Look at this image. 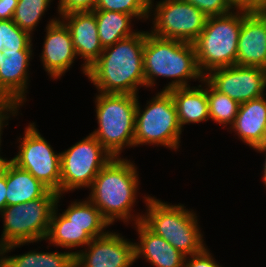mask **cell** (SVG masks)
<instances>
[{
  "instance_id": "cell-34",
  "label": "cell",
  "mask_w": 266,
  "mask_h": 267,
  "mask_svg": "<svg viewBox=\"0 0 266 267\" xmlns=\"http://www.w3.org/2000/svg\"><path fill=\"white\" fill-rule=\"evenodd\" d=\"M233 10L247 13L266 11V0H230Z\"/></svg>"
},
{
  "instance_id": "cell-10",
  "label": "cell",
  "mask_w": 266,
  "mask_h": 267,
  "mask_svg": "<svg viewBox=\"0 0 266 267\" xmlns=\"http://www.w3.org/2000/svg\"><path fill=\"white\" fill-rule=\"evenodd\" d=\"M18 141L19 151L11 161L61 195V153L53 150L35 122L26 126L23 137L20 136Z\"/></svg>"
},
{
  "instance_id": "cell-17",
  "label": "cell",
  "mask_w": 266,
  "mask_h": 267,
  "mask_svg": "<svg viewBox=\"0 0 266 267\" xmlns=\"http://www.w3.org/2000/svg\"><path fill=\"white\" fill-rule=\"evenodd\" d=\"M70 30L73 48L76 56L83 58L82 72L87 75V69L100 57L101 46L95 14L91 12H74L60 17Z\"/></svg>"
},
{
  "instance_id": "cell-36",
  "label": "cell",
  "mask_w": 266,
  "mask_h": 267,
  "mask_svg": "<svg viewBox=\"0 0 266 267\" xmlns=\"http://www.w3.org/2000/svg\"><path fill=\"white\" fill-rule=\"evenodd\" d=\"M6 194H7V185H6V169L4 174L0 177V214L2 210L6 207Z\"/></svg>"
},
{
  "instance_id": "cell-1",
  "label": "cell",
  "mask_w": 266,
  "mask_h": 267,
  "mask_svg": "<svg viewBox=\"0 0 266 267\" xmlns=\"http://www.w3.org/2000/svg\"><path fill=\"white\" fill-rule=\"evenodd\" d=\"M145 38L146 31L139 30L104 48L86 75L98 92L138 95L140 87H146L143 70Z\"/></svg>"
},
{
  "instance_id": "cell-3",
  "label": "cell",
  "mask_w": 266,
  "mask_h": 267,
  "mask_svg": "<svg viewBox=\"0 0 266 267\" xmlns=\"http://www.w3.org/2000/svg\"><path fill=\"white\" fill-rule=\"evenodd\" d=\"M143 70L146 88L155 87L157 77L173 79L162 91L189 87L190 79H198L199 83L204 79L197 65L193 43L164 39L149 31H146L143 49Z\"/></svg>"
},
{
  "instance_id": "cell-18",
  "label": "cell",
  "mask_w": 266,
  "mask_h": 267,
  "mask_svg": "<svg viewBox=\"0 0 266 267\" xmlns=\"http://www.w3.org/2000/svg\"><path fill=\"white\" fill-rule=\"evenodd\" d=\"M135 229L138 242L135 245V260L144 258L154 267H184L186 256L175 249L168 241L150 231L141 221Z\"/></svg>"
},
{
  "instance_id": "cell-25",
  "label": "cell",
  "mask_w": 266,
  "mask_h": 267,
  "mask_svg": "<svg viewBox=\"0 0 266 267\" xmlns=\"http://www.w3.org/2000/svg\"><path fill=\"white\" fill-rule=\"evenodd\" d=\"M0 267H75L72 252L30 250L22 255H0Z\"/></svg>"
},
{
  "instance_id": "cell-22",
  "label": "cell",
  "mask_w": 266,
  "mask_h": 267,
  "mask_svg": "<svg viewBox=\"0 0 266 267\" xmlns=\"http://www.w3.org/2000/svg\"><path fill=\"white\" fill-rule=\"evenodd\" d=\"M62 195H58L55 208L52 212L50 225L47 237L49 242L48 245L68 248V249H76L77 247H86L91 241L92 237L84 230L75 224L72 221H69L63 214L58 213V203L61 199Z\"/></svg>"
},
{
  "instance_id": "cell-31",
  "label": "cell",
  "mask_w": 266,
  "mask_h": 267,
  "mask_svg": "<svg viewBox=\"0 0 266 267\" xmlns=\"http://www.w3.org/2000/svg\"><path fill=\"white\" fill-rule=\"evenodd\" d=\"M97 0H59V17L74 12H91L95 10Z\"/></svg>"
},
{
  "instance_id": "cell-2",
  "label": "cell",
  "mask_w": 266,
  "mask_h": 267,
  "mask_svg": "<svg viewBox=\"0 0 266 267\" xmlns=\"http://www.w3.org/2000/svg\"><path fill=\"white\" fill-rule=\"evenodd\" d=\"M138 175L133 161L113 157L95 177L87 198L100 210L110 226L115 220L125 224H129V221L136 224L142 220L143 213L131 214L138 197Z\"/></svg>"
},
{
  "instance_id": "cell-16",
  "label": "cell",
  "mask_w": 266,
  "mask_h": 267,
  "mask_svg": "<svg viewBox=\"0 0 266 267\" xmlns=\"http://www.w3.org/2000/svg\"><path fill=\"white\" fill-rule=\"evenodd\" d=\"M236 64L266 69V11H242Z\"/></svg>"
},
{
  "instance_id": "cell-27",
  "label": "cell",
  "mask_w": 266,
  "mask_h": 267,
  "mask_svg": "<svg viewBox=\"0 0 266 267\" xmlns=\"http://www.w3.org/2000/svg\"><path fill=\"white\" fill-rule=\"evenodd\" d=\"M53 0H18L13 22L32 36Z\"/></svg>"
},
{
  "instance_id": "cell-8",
  "label": "cell",
  "mask_w": 266,
  "mask_h": 267,
  "mask_svg": "<svg viewBox=\"0 0 266 267\" xmlns=\"http://www.w3.org/2000/svg\"><path fill=\"white\" fill-rule=\"evenodd\" d=\"M141 108L137 99L134 147L159 145L176 152L183 131L171 94L168 91L157 92L151 100H147L145 108Z\"/></svg>"
},
{
  "instance_id": "cell-28",
  "label": "cell",
  "mask_w": 266,
  "mask_h": 267,
  "mask_svg": "<svg viewBox=\"0 0 266 267\" xmlns=\"http://www.w3.org/2000/svg\"><path fill=\"white\" fill-rule=\"evenodd\" d=\"M32 40V36L13 20H0V52L4 48L10 51L34 50Z\"/></svg>"
},
{
  "instance_id": "cell-12",
  "label": "cell",
  "mask_w": 266,
  "mask_h": 267,
  "mask_svg": "<svg viewBox=\"0 0 266 267\" xmlns=\"http://www.w3.org/2000/svg\"><path fill=\"white\" fill-rule=\"evenodd\" d=\"M204 79L239 104L266 95V69L260 67L236 64L216 68L204 75Z\"/></svg>"
},
{
  "instance_id": "cell-24",
  "label": "cell",
  "mask_w": 266,
  "mask_h": 267,
  "mask_svg": "<svg viewBox=\"0 0 266 267\" xmlns=\"http://www.w3.org/2000/svg\"><path fill=\"white\" fill-rule=\"evenodd\" d=\"M62 214L73 224L84 228L92 238L105 235L108 232L106 228L110 226L101 215L100 210L88 198L83 201L71 202Z\"/></svg>"
},
{
  "instance_id": "cell-4",
  "label": "cell",
  "mask_w": 266,
  "mask_h": 267,
  "mask_svg": "<svg viewBox=\"0 0 266 267\" xmlns=\"http://www.w3.org/2000/svg\"><path fill=\"white\" fill-rule=\"evenodd\" d=\"M146 213L141 222L154 234L168 241L183 255L200 253L205 247L195 211L179 203L172 205L145 195Z\"/></svg>"
},
{
  "instance_id": "cell-33",
  "label": "cell",
  "mask_w": 266,
  "mask_h": 267,
  "mask_svg": "<svg viewBox=\"0 0 266 267\" xmlns=\"http://www.w3.org/2000/svg\"><path fill=\"white\" fill-rule=\"evenodd\" d=\"M206 246L200 253L187 256L185 258L184 267H223L218 265L214 260L212 253H210Z\"/></svg>"
},
{
  "instance_id": "cell-21",
  "label": "cell",
  "mask_w": 266,
  "mask_h": 267,
  "mask_svg": "<svg viewBox=\"0 0 266 267\" xmlns=\"http://www.w3.org/2000/svg\"><path fill=\"white\" fill-rule=\"evenodd\" d=\"M6 206L27 203L43 197L50 189L11 160L6 167Z\"/></svg>"
},
{
  "instance_id": "cell-37",
  "label": "cell",
  "mask_w": 266,
  "mask_h": 267,
  "mask_svg": "<svg viewBox=\"0 0 266 267\" xmlns=\"http://www.w3.org/2000/svg\"><path fill=\"white\" fill-rule=\"evenodd\" d=\"M254 150H256L258 153L264 152V154H265L264 155L265 156V162L263 164V171H262V173H263V175H262L263 181L262 182H264V185L266 187V142L264 144H261V145L255 147Z\"/></svg>"
},
{
  "instance_id": "cell-13",
  "label": "cell",
  "mask_w": 266,
  "mask_h": 267,
  "mask_svg": "<svg viewBox=\"0 0 266 267\" xmlns=\"http://www.w3.org/2000/svg\"><path fill=\"white\" fill-rule=\"evenodd\" d=\"M135 242L120 233L108 231L93 238L85 249L74 251L75 267H131L135 260Z\"/></svg>"
},
{
  "instance_id": "cell-5",
  "label": "cell",
  "mask_w": 266,
  "mask_h": 267,
  "mask_svg": "<svg viewBox=\"0 0 266 267\" xmlns=\"http://www.w3.org/2000/svg\"><path fill=\"white\" fill-rule=\"evenodd\" d=\"M58 195L57 192L49 190L41 198L6 206L2 210L0 255H7L17 247L46 239Z\"/></svg>"
},
{
  "instance_id": "cell-29",
  "label": "cell",
  "mask_w": 266,
  "mask_h": 267,
  "mask_svg": "<svg viewBox=\"0 0 266 267\" xmlns=\"http://www.w3.org/2000/svg\"><path fill=\"white\" fill-rule=\"evenodd\" d=\"M150 0H97L95 10L123 12L138 20L149 17Z\"/></svg>"
},
{
  "instance_id": "cell-15",
  "label": "cell",
  "mask_w": 266,
  "mask_h": 267,
  "mask_svg": "<svg viewBox=\"0 0 266 267\" xmlns=\"http://www.w3.org/2000/svg\"><path fill=\"white\" fill-rule=\"evenodd\" d=\"M33 50L0 52V98L10 99L23 105L27 98L29 65Z\"/></svg>"
},
{
  "instance_id": "cell-35",
  "label": "cell",
  "mask_w": 266,
  "mask_h": 267,
  "mask_svg": "<svg viewBox=\"0 0 266 267\" xmlns=\"http://www.w3.org/2000/svg\"><path fill=\"white\" fill-rule=\"evenodd\" d=\"M18 0H0V20H12Z\"/></svg>"
},
{
  "instance_id": "cell-38",
  "label": "cell",
  "mask_w": 266,
  "mask_h": 267,
  "mask_svg": "<svg viewBox=\"0 0 266 267\" xmlns=\"http://www.w3.org/2000/svg\"><path fill=\"white\" fill-rule=\"evenodd\" d=\"M11 159L8 160V158H4L3 156H1L0 154V177L4 174V171L9 163Z\"/></svg>"
},
{
  "instance_id": "cell-11",
  "label": "cell",
  "mask_w": 266,
  "mask_h": 267,
  "mask_svg": "<svg viewBox=\"0 0 266 267\" xmlns=\"http://www.w3.org/2000/svg\"><path fill=\"white\" fill-rule=\"evenodd\" d=\"M153 1L149 8V17L154 15L150 31L153 35L190 43L198 38L207 19L202 11L183 0H160L155 6Z\"/></svg>"
},
{
  "instance_id": "cell-6",
  "label": "cell",
  "mask_w": 266,
  "mask_h": 267,
  "mask_svg": "<svg viewBox=\"0 0 266 267\" xmlns=\"http://www.w3.org/2000/svg\"><path fill=\"white\" fill-rule=\"evenodd\" d=\"M138 95L105 94L95 97L98 128L92 134L112 157L134 147L135 114Z\"/></svg>"
},
{
  "instance_id": "cell-30",
  "label": "cell",
  "mask_w": 266,
  "mask_h": 267,
  "mask_svg": "<svg viewBox=\"0 0 266 267\" xmlns=\"http://www.w3.org/2000/svg\"><path fill=\"white\" fill-rule=\"evenodd\" d=\"M192 4L207 17L224 15L233 11L230 0H183Z\"/></svg>"
},
{
  "instance_id": "cell-19",
  "label": "cell",
  "mask_w": 266,
  "mask_h": 267,
  "mask_svg": "<svg viewBox=\"0 0 266 267\" xmlns=\"http://www.w3.org/2000/svg\"><path fill=\"white\" fill-rule=\"evenodd\" d=\"M230 132L249 145L250 148L266 142V97L265 95L242 103L239 106L234 123L230 126Z\"/></svg>"
},
{
  "instance_id": "cell-20",
  "label": "cell",
  "mask_w": 266,
  "mask_h": 267,
  "mask_svg": "<svg viewBox=\"0 0 266 267\" xmlns=\"http://www.w3.org/2000/svg\"><path fill=\"white\" fill-rule=\"evenodd\" d=\"M201 83L203 87L200 84L195 87H181L168 91L173 97L178 122L182 130L186 124H198L210 120L204 79Z\"/></svg>"
},
{
  "instance_id": "cell-23",
  "label": "cell",
  "mask_w": 266,
  "mask_h": 267,
  "mask_svg": "<svg viewBox=\"0 0 266 267\" xmlns=\"http://www.w3.org/2000/svg\"><path fill=\"white\" fill-rule=\"evenodd\" d=\"M92 12L96 17L99 40L103 49L138 32L131 27L134 26L131 24L132 19L134 20L132 15L105 10Z\"/></svg>"
},
{
  "instance_id": "cell-7",
  "label": "cell",
  "mask_w": 266,
  "mask_h": 267,
  "mask_svg": "<svg viewBox=\"0 0 266 267\" xmlns=\"http://www.w3.org/2000/svg\"><path fill=\"white\" fill-rule=\"evenodd\" d=\"M242 11L207 17L204 29L193 42L200 72L236 65Z\"/></svg>"
},
{
  "instance_id": "cell-14",
  "label": "cell",
  "mask_w": 266,
  "mask_h": 267,
  "mask_svg": "<svg viewBox=\"0 0 266 267\" xmlns=\"http://www.w3.org/2000/svg\"><path fill=\"white\" fill-rule=\"evenodd\" d=\"M45 30V40L40 56L43 69L51 79H61L60 77L64 76L75 63V58L77 59L72 36L60 17L50 19Z\"/></svg>"
},
{
  "instance_id": "cell-9",
  "label": "cell",
  "mask_w": 266,
  "mask_h": 267,
  "mask_svg": "<svg viewBox=\"0 0 266 267\" xmlns=\"http://www.w3.org/2000/svg\"><path fill=\"white\" fill-rule=\"evenodd\" d=\"M61 153V195L91 187L98 172L113 158L89 133Z\"/></svg>"
},
{
  "instance_id": "cell-26",
  "label": "cell",
  "mask_w": 266,
  "mask_h": 267,
  "mask_svg": "<svg viewBox=\"0 0 266 267\" xmlns=\"http://www.w3.org/2000/svg\"><path fill=\"white\" fill-rule=\"evenodd\" d=\"M204 85L207 90L210 119L222 125L223 128L228 124L230 127L234 123L240 104L226 94L215 90L205 79Z\"/></svg>"
},
{
  "instance_id": "cell-32",
  "label": "cell",
  "mask_w": 266,
  "mask_h": 267,
  "mask_svg": "<svg viewBox=\"0 0 266 267\" xmlns=\"http://www.w3.org/2000/svg\"><path fill=\"white\" fill-rule=\"evenodd\" d=\"M21 104L10 99L0 98V150L3 128L8 125L9 118L18 115ZM11 115V116H10ZM8 120V121H7ZM1 152V151H0Z\"/></svg>"
}]
</instances>
